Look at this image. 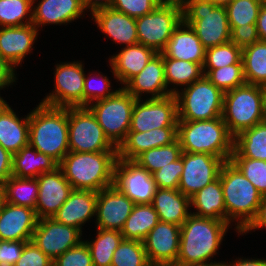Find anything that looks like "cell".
<instances>
[{"label": "cell", "mask_w": 266, "mask_h": 266, "mask_svg": "<svg viewBox=\"0 0 266 266\" xmlns=\"http://www.w3.org/2000/svg\"><path fill=\"white\" fill-rule=\"evenodd\" d=\"M59 164L44 153L38 152L30 144L12 154V176L36 178L45 172H52Z\"/></svg>", "instance_id": "cell-31"}, {"label": "cell", "mask_w": 266, "mask_h": 266, "mask_svg": "<svg viewBox=\"0 0 266 266\" xmlns=\"http://www.w3.org/2000/svg\"><path fill=\"white\" fill-rule=\"evenodd\" d=\"M29 144L59 164L70 151L68 107H51L39 103L29 113Z\"/></svg>", "instance_id": "cell-3"}, {"label": "cell", "mask_w": 266, "mask_h": 266, "mask_svg": "<svg viewBox=\"0 0 266 266\" xmlns=\"http://www.w3.org/2000/svg\"><path fill=\"white\" fill-rule=\"evenodd\" d=\"M263 227L266 228V195L262 197L255 217L239 234H246L249 231H255Z\"/></svg>", "instance_id": "cell-53"}, {"label": "cell", "mask_w": 266, "mask_h": 266, "mask_svg": "<svg viewBox=\"0 0 266 266\" xmlns=\"http://www.w3.org/2000/svg\"><path fill=\"white\" fill-rule=\"evenodd\" d=\"M230 161L263 195H266V161L251 158H230Z\"/></svg>", "instance_id": "cell-45"}, {"label": "cell", "mask_w": 266, "mask_h": 266, "mask_svg": "<svg viewBox=\"0 0 266 266\" xmlns=\"http://www.w3.org/2000/svg\"><path fill=\"white\" fill-rule=\"evenodd\" d=\"M27 241L0 240V266H14Z\"/></svg>", "instance_id": "cell-51"}, {"label": "cell", "mask_w": 266, "mask_h": 266, "mask_svg": "<svg viewBox=\"0 0 266 266\" xmlns=\"http://www.w3.org/2000/svg\"><path fill=\"white\" fill-rule=\"evenodd\" d=\"M14 266H53V260L30 240L25 243L22 255Z\"/></svg>", "instance_id": "cell-50"}, {"label": "cell", "mask_w": 266, "mask_h": 266, "mask_svg": "<svg viewBox=\"0 0 266 266\" xmlns=\"http://www.w3.org/2000/svg\"><path fill=\"white\" fill-rule=\"evenodd\" d=\"M103 34L116 44L129 46L138 43L136 18L128 16L113 8H104L92 14V17Z\"/></svg>", "instance_id": "cell-25"}, {"label": "cell", "mask_w": 266, "mask_h": 266, "mask_svg": "<svg viewBox=\"0 0 266 266\" xmlns=\"http://www.w3.org/2000/svg\"><path fill=\"white\" fill-rule=\"evenodd\" d=\"M53 266H93L87 244L82 241L79 245L65 251L53 261Z\"/></svg>", "instance_id": "cell-48"}, {"label": "cell", "mask_w": 266, "mask_h": 266, "mask_svg": "<svg viewBox=\"0 0 266 266\" xmlns=\"http://www.w3.org/2000/svg\"><path fill=\"white\" fill-rule=\"evenodd\" d=\"M183 172V152L181 157L174 162L161 167L154 172L153 178L157 188L178 189L181 174Z\"/></svg>", "instance_id": "cell-47"}, {"label": "cell", "mask_w": 266, "mask_h": 266, "mask_svg": "<svg viewBox=\"0 0 266 266\" xmlns=\"http://www.w3.org/2000/svg\"><path fill=\"white\" fill-rule=\"evenodd\" d=\"M39 184L38 200L35 208L38 219L53 218L68 199L73 190L58 167L52 172H45L36 177Z\"/></svg>", "instance_id": "cell-18"}, {"label": "cell", "mask_w": 266, "mask_h": 266, "mask_svg": "<svg viewBox=\"0 0 266 266\" xmlns=\"http://www.w3.org/2000/svg\"><path fill=\"white\" fill-rule=\"evenodd\" d=\"M184 266H224V262H210V263H202V264H194V265H184Z\"/></svg>", "instance_id": "cell-62"}, {"label": "cell", "mask_w": 266, "mask_h": 266, "mask_svg": "<svg viewBox=\"0 0 266 266\" xmlns=\"http://www.w3.org/2000/svg\"><path fill=\"white\" fill-rule=\"evenodd\" d=\"M231 158L266 161V120L244 130L234 138V151Z\"/></svg>", "instance_id": "cell-33"}, {"label": "cell", "mask_w": 266, "mask_h": 266, "mask_svg": "<svg viewBox=\"0 0 266 266\" xmlns=\"http://www.w3.org/2000/svg\"><path fill=\"white\" fill-rule=\"evenodd\" d=\"M182 17L194 29L206 49L231 40L225 7L215 6L207 0H186L182 7Z\"/></svg>", "instance_id": "cell-7"}, {"label": "cell", "mask_w": 266, "mask_h": 266, "mask_svg": "<svg viewBox=\"0 0 266 266\" xmlns=\"http://www.w3.org/2000/svg\"><path fill=\"white\" fill-rule=\"evenodd\" d=\"M111 266H151L143 242L123 239L114 251Z\"/></svg>", "instance_id": "cell-43"}, {"label": "cell", "mask_w": 266, "mask_h": 266, "mask_svg": "<svg viewBox=\"0 0 266 266\" xmlns=\"http://www.w3.org/2000/svg\"><path fill=\"white\" fill-rule=\"evenodd\" d=\"M177 140V127L155 128L145 132H128L117 148L118 158L134 160L142 152L167 146Z\"/></svg>", "instance_id": "cell-24"}, {"label": "cell", "mask_w": 266, "mask_h": 266, "mask_svg": "<svg viewBox=\"0 0 266 266\" xmlns=\"http://www.w3.org/2000/svg\"><path fill=\"white\" fill-rule=\"evenodd\" d=\"M29 144V113L19 118L6 101H0V145L11 154Z\"/></svg>", "instance_id": "cell-29"}, {"label": "cell", "mask_w": 266, "mask_h": 266, "mask_svg": "<svg viewBox=\"0 0 266 266\" xmlns=\"http://www.w3.org/2000/svg\"><path fill=\"white\" fill-rule=\"evenodd\" d=\"M84 65L82 62H62L56 65L54 72V91L42 99L41 104L51 107L83 106Z\"/></svg>", "instance_id": "cell-13"}, {"label": "cell", "mask_w": 266, "mask_h": 266, "mask_svg": "<svg viewBox=\"0 0 266 266\" xmlns=\"http://www.w3.org/2000/svg\"><path fill=\"white\" fill-rule=\"evenodd\" d=\"M203 73L223 93L246 84L243 63L218 69H203Z\"/></svg>", "instance_id": "cell-41"}, {"label": "cell", "mask_w": 266, "mask_h": 266, "mask_svg": "<svg viewBox=\"0 0 266 266\" xmlns=\"http://www.w3.org/2000/svg\"><path fill=\"white\" fill-rule=\"evenodd\" d=\"M151 204L159 221L181 226L191 214L190 198L178 189L157 188Z\"/></svg>", "instance_id": "cell-30"}, {"label": "cell", "mask_w": 266, "mask_h": 266, "mask_svg": "<svg viewBox=\"0 0 266 266\" xmlns=\"http://www.w3.org/2000/svg\"><path fill=\"white\" fill-rule=\"evenodd\" d=\"M121 49L118 54L109 58V63L114 78L125 86L144 69L156 52L140 43L124 46Z\"/></svg>", "instance_id": "cell-27"}, {"label": "cell", "mask_w": 266, "mask_h": 266, "mask_svg": "<svg viewBox=\"0 0 266 266\" xmlns=\"http://www.w3.org/2000/svg\"><path fill=\"white\" fill-rule=\"evenodd\" d=\"M38 220L35 209L6 202L0 211V240L30 241Z\"/></svg>", "instance_id": "cell-21"}, {"label": "cell", "mask_w": 266, "mask_h": 266, "mask_svg": "<svg viewBox=\"0 0 266 266\" xmlns=\"http://www.w3.org/2000/svg\"><path fill=\"white\" fill-rule=\"evenodd\" d=\"M38 29L33 24L0 27V56L14 69L32 52Z\"/></svg>", "instance_id": "cell-22"}, {"label": "cell", "mask_w": 266, "mask_h": 266, "mask_svg": "<svg viewBox=\"0 0 266 266\" xmlns=\"http://www.w3.org/2000/svg\"><path fill=\"white\" fill-rule=\"evenodd\" d=\"M15 69L0 56V90L12 85L17 80ZM0 101H5L0 96Z\"/></svg>", "instance_id": "cell-54"}, {"label": "cell", "mask_w": 266, "mask_h": 266, "mask_svg": "<svg viewBox=\"0 0 266 266\" xmlns=\"http://www.w3.org/2000/svg\"><path fill=\"white\" fill-rule=\"evenodd\" d=\"M181 91L175 93L178 120L201 121L222 117L224 93L205 75Z\"/></svg>", "instance_id": "cell-8"}, {"label": "cell", "mask_w": 266, "mask_h": 266, "mask_svg": "<svg viewBox=\"0 0 266 266\" xmlns=\"http://www.w3.org/2000/svg\"><path fill=\"white\" fill-rule=\"evenodd\" d=\"M135 99H142V94H151L149 98H163L175 94L179 89H168L165 81L164 58L156 53L144 67L124 87Z\"/></svg>", "instance_id": "cell-20"}, {"label": "cell", "mask_w": 266, "mask_h": 266, "mask_svg": "<svg viewBox=\"0 0 266 266\" xmlns=\"http://www.w3.org/2000/svg\"><path fill=\"white\" fill-rule=\"evenodd\" d=\"M190 207L195 208L197 211L191 213L193 215L226 221V209L220 177L190 197Z\"/></svg>", "instance_id": "cell-32"}, {"label": "cell", "mask_w": 266, "mask_h": 266, "mask_svg": "<svg viewBox=\"0 0 266 266\" xmlns=\"http://www.w3.org/2000/svg\"><path fill=\"white\" fill-rule=\"evenodd\" d=\"M178 110L175 94L163 98L136 99L129 132H145L155 128L177 127Z\"/></svg>", "instance_id": "cell-14"}, {"label": "cell", "mask_w": 266, "mask_h": 266, "mask_svg": "<svg viewBox=\"0 0 266 266\" xmlns=\"http://www.w3.org/2000/svg\"><path fill=\"white\" fill-rule=\"evenodd\" d=\"M97 229L95 240L83 241L89 248L93 266H111L114 251L124 238L121 231Z\"/></svg>", "instance_id": "cell-37"}, {"label": "cell", "mask_w": 266, "mask_h": 266, "mask_svg": "<svg viewBox=\"0 0 266 266\" xmlns=\"http://www.w3.org/2000/svg\"><path fill=\"white\" fill-rule=\"evenodd\" d=\"M159 3L156 0H113L111 8L138 18L153 11Z\"/></svg>", "instance_id": "cell-49"}, {"label": "cell", "mask_w": 266, "mask_h": 266, "mask_svg": "<svg viewBox=\"0 0 266 266\" xmlns=\"http://www.w3.org/2000/svg\"><path fill=\"white\" fill-rule=\"evenodd\" d=\"M219 177L223 188L226 222L231 224V221H236L234 229L239 235L255 217L263 195L231 161L222 165Z\"/></svg>", "instance_id": "cell-5"}, {"label": "cell", "mask_w": 266, "mask_h": 266, "mask_svg": "<svg viewBox=\"0 0 266 266\" xmlns=\"http://www.w3.org/2000/svg\"><path fill=\"white\" fill-rule=\"evenodd\" d=\"M158 222L159 217L152 204H136L125 221L121 234L126 240L143 242Z\"/></svg>", "instance_id": "cell-34"}, {"label": "cell", "mask_w": 266, "mask_h": 266, "mask_svg": "<svg viewBox=\"0 0 266 266\" xmlns=\"http://www.w3.org/2000/svg\"><path fill=\"white\" fill-rule=\"evenodd\" d=\"M135 101L136 99L121 87L112 96L87 106L107 138L117 148L129 132Z\"/></svg>", "instance_id": "cell-9"}, {"label": "cell", "mask_w": 266, "mask_h": 266, "mask_svg": "<svg viewBox=\"0 0 266 266\" xmlns=\"http://www.w3.org/2000/svg\"><path fill=\"white\" fill-rule=\"evenodd\" d=\"M90 74L89 77H86L85 74V80H84V90H83V106L87 107L89 105H91L92 103H94L95 101H99V100H103L106 99L110 96H112L116 91H111V84L109 79L107 78V76H103L102 73L99 75V73L96 75V80L98 78L99 79V84L94 85L93 83H95L94 81H96L95 79H93L94 76ZM98 83V81H97ZM95 100V101H94Z\"/></svg>", "instance_id": "cell-46"}, {"label": "cell", "mask_w": 266, "mask_h": 266, "mask_svg": "<svg viewBox=\"0 0 266 266\" xmlns=\"http://www.w3.org/2000/svg\"><path fill=\"white\" fill-rule=\"evenodd\" d=\"M211 4L219 7H225L226 5L230 4L233 0H207Z\"/></svg>", "instance_id": "cell-60"}, {"label": "cell", "mask_w": 266, "mask_h": 266, "mask_svg": "<svg viewBox=\"0 0 266 266\" xmlns=\"http://www.w3.org/2000/svg\"><path fill=\"white\" fill-rule=\"evenodd\" d=\"M181 154L182 148L177 139L170 145L160 146L142 152L134 159V161L153 174L161 167H165L167 164L179 159Z\"/></svg>", "instance_id": "cell-39"}, {"label": "cell", "mask_w": 266, "mask_h": 266, "mask_svg": "<svg viewBox=\"0 0 266 266\" xmlns=\"http://www.w3.org/2000/svg\"><path fill=\"white\" fill-rule=\"evenodd\" d=\"M161 54L163 58L195 62L203 67L206 48L202 45L194 29L182 20L173 31Z\"/></svg>", "instance_id": "cell-23"}, {"label": "cell", "mask_w": 266, "mask_h": 266, "mask_svg": "<svg viewBox=\"0 0 266 266\" xmlns=\"http://www.w3.org/2000/svg\"><path fill=\"white\" fill-rule=\"evenodd\" d=\"M222 119L234 138L266 120V87L246 83L225 92Z\"/></svg>", "instance_id": "cell-6"}, {"label": "cell", "mask_w": 266, "mask_h": 266, "mask_svg": "<svg viewBox=\"0 0 266 266\" xmlns=\"http://www.w3.org/2000/svg\"><path fill=\"white\" fill-rule=\"evenodd\" d=\"M181 226L159 221L143 240L151 266H175L180 247Z\"/></svg>", "instance_id": "cell-17"}, {"label": "cell", "mask_w": 266, "mask_h": 266, "mask_svg": "<svg viewBox=\"0 0 266 266\" xmlns=\"http://www.w3.org/2000/svg\"><path fill=\"white\" fill-rule=\"evenodd\" d=\"M117 151H69L59 163L64 177L75 190L99 192L113 186Z\"/></svg>", "instance_id": "cell-2"}, {"label": "cell", "mask_w": 266, "mask_h": 266, "mask_svg": "<svg viewBox=\"0 0 266 266\" xmlns=\"http://www.w3.org/2000/svg\"><path fill=\"white\" fill-rule=\"evenodd\" d=\"M262 5H266V0H259Z\"/></svg>", "instance_id": "cell-63"}, {"label": "cell", "mask_w": 266, "mask_h": 266, "mask_svg": "<svg viewBox=\"0 0 266 266\" xmlns=\"http://www.w3.org/2000/svg\"><path fill=\"white\" fill-rule=\"evenodd\" d=\"M225 162L223 158L206 153L183 152V172L178 190L185 196L192 197L219 177Z\"/></svg>", "instance_id": "cell-15"}, {"label": "cell", "mask_w": 266, "mask_h": 266, "mask_svg": "<svg viewBox=\"0 0 266 266\" xmlns=\"http://www.w3.org/2000/svg\"><path fill=\"white\" fill-rule=\"evenodd\" d=\"M113 186L134 204H151L157 190L153 175L134 160L117 158Z\"/></svg>", "instance_id": "cell-12"}, {"label": "cell", "mask_w": 266, "mask_h": 266, "mask_svg": "<svg viewBox=\"0 0 266 266\" xmlns=\"http://www.w3.org/2000/svg\"><path fill=\"white\" fill-rule=\"evenodd\" d=\"M242 62L246 83L266 87V41L242 49Z\"/></svg>", "instance_id": "cell-35"}, {"label": "cell", "mask_w": 266, "mask_h": 266, "mask_svg": "<svg viewBox=\"0 0 266 266\" xmlns=\"http://www.w3.org/2000/svg\"><path fill=\"white\" fill-rule=\"evenodd\" d=\"M69 150L73 152L117 151L88 107H68Z\"/></svg>", "instance_id": "cell-10"}, {"label": "cell", "mask_w": 266, "mask_h": 266, "mask_svg": "<svg viewBox=\"0 0 266 266\" xmlns=\"http://www.w3.org/2000/svg\"><path fill=\"white\" fill-rule=\"evenodd\" d=\"M96 203L97 192L73 189L53 219L82 232L83 224L96 215Z\"/></svg>", "instance_id": "cell-26"}, {"label": "cell", "mask_w": 266, "mask_h": 266, "mask_svg": "<svg viewBox=\"0 0 266 266\" xmlns=\"http://www.w3.org/2000/svg\"><path fill=\"white\" fill-rule=\"evenodd\" d=\"M230 41L241 49H244L245 47L251 46L255 42H258L259 37L257 34L256 24H244L243 26H236L231 31Z\"/></svg>", "instance_id": "cell-52"}, {"label": "cell", "mask_w": 266, "mask_h": 266, "mask_svg": "<svg viewBox=\"0 0 266 266\" xmlns=\"http://www.w3.org/2000/svg\"><path fill=\"white\" fill-rule=\"evenodd\" d=\"M159 4H164V5H176L179 7H183L184 4L186 3V0H156Z\"/></svg>", "instance_id": "cell-59"}, {"label": "cell", "mask_w": 266, "mask_h": 266, "mask_svg": "<svg viewBox=\"0 0 266 266\" xmlns=\"http://www.w3.org/2000/svg\"><path fill=\"white\" fill-rule=\"evenodd\" d=\"M224 266H266V260L265 259H246V258H240L238 257V260H235L234 262H224Z\"/></svg>", "instance_id": "cell-58"}, {"label": "cell", "mask_w": 266, "mask_h": 266, "mask_svg": "<svg viewBox=\"0 0 266 266\" xmlns=\"http://www.w3.org/2000/svg\"><path fill=\"white\" fill-rule=\"evenodd\" d=\"M82 6L84 10L94 12L104 9V8H111L113 0H81Z\"/></svg>", "instance_id": "cell-56"}, {"label": "cell", "mask_w": 266, "mask_h": 266, "mask_svg": "<svg viewBox=\"0 0 266 266\" xmlns=\"http://www.w3.org/2000/svg\"><path fill=\"white\" fill-rule=\"evenodd\" d=\"M182 20L181 7L159 4L150 13L136 18L138 43L161 53Z\"/></svg>", "instance_id": "cell-11"}, {"label": "cell", "mask_w": 266, "mask_h": 266, "mask_svg": "<svg viewBox=\"0 0 266 266\" xmlns=\"http://www.w3.org/2000/svg\"><path fill=\"white\" fill-rule=\"evenodd\" d=\"M32 7V24L37 29L46 24L67 25L84 14L81 0H41Z\"/></svg>", "instance_id": "cell-28"}, {"label": "cell", "mask_w": 266, "mask_h": 266, "mask_svg": "<svg viewBox=\"0 0 266 266\" xmlns=\"http://www.w3.org/2000/svg\"><path fill=\"white\" fill-rule=\"evenodd\" d=\"M256 28L259 40L266 41V5L260 7Z\"/></svg>", "instance_id": "cell-57"}, {"label": "cell", "mask_w": 266, "mask_h": 266, "mask_svg": "<svg viewBox=\"0 0 266 266\" xmlns=\"http://www.w3.org/2000/svg\"><path fill=\"white\" fill-rule=\"evenodd\" d=\"M35 1L0 0V27L32 24V6Z\"/></svg>", "instance_id": "cell-40"}, {"label": "cell", "mask_w": 266, "mask_h": 266, "mask_svg": "<svg viewBox=\"0 0 266 266\" xmlns=\"http://www.w3.org/2000/svg\"><path fill=\"white\" fill-rule=\"evenodd\" d=\"M177 139L182 152L206 153L230 161L234 137L222 117L211 120H178Z\"/></svg>", "instance_id": "cell-4"}, {"label": "cell", "mask_w": 266, "mask_h": 266, "mask_svg": "<svg viewBox=\"0 0 266 266\" xmlns=\"http://www.w3.org/2000/svg\"><path fill=\"white\" fill-rule=\"evenodd\" d=\"M259 0H233L225 6L228 23L232 31L236 26L256 24L260 7Z\"/></svg>", "instance_id": "cell-42"}, {"label": "cell", "mask_w": 266, "mask_h": 266, "mask_svg": "<svg viewBox=\"0 0 266 266\" xmlns=\"http://www.w3.org/2000/svg\"><path fill=\"white\" fill-rule=\"evenodd\" d=\"M242 62V49L233 42H228L206 49L203 69H218Z\"/></svg>", "instance_id": "cell-44"}, {"label": "cell", "mask_w": 266, "mask_h": 266, "mask_svg": "<svg viewBox=\"0 0 266 266\" xmlns=\"http://www.w3.org/2000/svg\"><path fill=\"white\" fill-rule=\"evenodd\" d=\"M82 232L53 218L38 220L31 241L53 261L82 242Z\"/></svg>", "instance_id": "cell-16"}, {"label": "cell", "mask_w": 266, "mask_h": 266, "mask_svg": "<svg viewBox=\"0 0 266 266\" xmlns=\"http://www.w3.org/2000/svg\"><path fill=\"white\" fill-rule=\"evenodd\" d=\"M164 73L167 87L188 86L204 75L200 64L174 58H164Z\"/></svg>", "instance_id": "cell-38"}, {"label": "cell", "mask_w": 266, "mask_h": 266, "mask_svg": "<svg viewBox=\"0 0 266 266\" xmlns=\"http://www.w3.org/2000/svg\"><path fill=\"white\" fill-rule=\"evenodd\" d=\"M12 176V154L0 145V184Z\"/></svg>", "instance_id": "cell-55"}, {"label": "cell", "mask_w": 266, "mask_h": 266, "mask_svg": "<svg viewBox=\"0 0 266 266\" xmlns=\"http://www.w3.org/2000/svg\"><path fill=\"white\" fill-rule=\"evenodd\" d=\"M5 203L6 201H5L4 188L3 185L0 184V211L3 209Z\"/></svg>", "instance_id": "cell-61"}, {"label": "cell", "mask_w": 266, "mask_h": 266, "mask_svg": "<svg viewBox=\"0 0 266 266\" xmlns=\"http://www.w3.org/2000/svg\"><path fill=\"white\" fill-rule=\"evenodd\" d=\"M5 201L10 204L36 208L39 184L36 178L11 176L3 184Z\"/></svg>", "instance_id": "cell-36"}, {"label": "cell", "mask_w": 266, "mask_h": 266, "mask_svg": "<svg viewBox=\"0 0 266 266\" xmlns=\"http://www.w3.org/2000/svg\"><path fill=\"white\" fill-rule=\"evenodd\" d=\"M134 202L114 186L97 192L96 226L121 231L134 207Z\"/></svg>", "instance_id": "cell-19"}, {"label": "cell", "mask_w": 266, "mask_h": 266, "mask_svg": "<svg viewBox=\"0 0 266 266\" xmlns=\"http://www.w3.org/2000/svg\"><path fill=\"white\" fill-rule=\"evenodd\" d=\"M230 224L190 214L181 225L179 255L175 266L209 263Z\"/></svg>", "instance_id": "cell-1"}]
</instances>
